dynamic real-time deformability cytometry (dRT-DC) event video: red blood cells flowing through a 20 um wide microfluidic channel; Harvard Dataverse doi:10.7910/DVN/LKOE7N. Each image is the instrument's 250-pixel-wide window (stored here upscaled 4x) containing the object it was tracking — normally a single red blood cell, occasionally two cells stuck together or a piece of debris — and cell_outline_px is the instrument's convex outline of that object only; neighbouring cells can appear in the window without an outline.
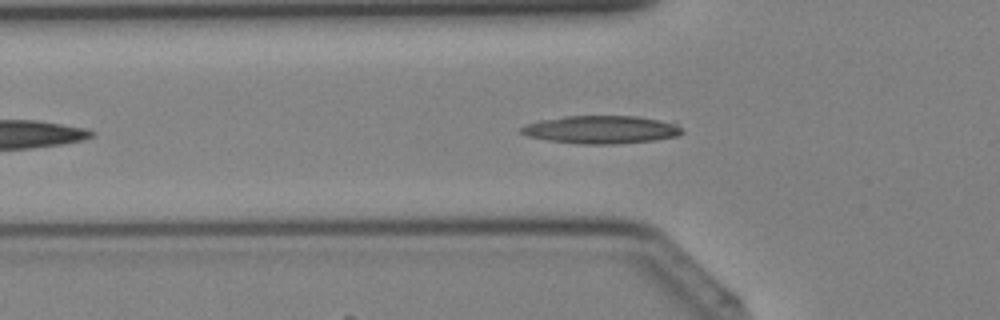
{"species": "Egyptian fruit bat (a non-hibernating species)", "species_latin": "Rousettus aegyptiacus", "temperature_condition": "cold", "stored_images_in_passage": 31, "camera_frame_rate_fps": 3000, "um_per_image_px": 0.085, "animal": {"sex": "female"}, "frame": {"image": 1, "passage_image": 6, "time_ms": 1.667, "image_size_px": [1000, 320], "cell_outline_px": [[684, 132], [676, 136], [652, 140], [612, 144], [580, 144], [548, 140], [528, 136], [520, 132], [520, 128], [536, 120], [564, 116], [636, 116], [676, 120]], "centroid_in_image_um": [51.17, 10.99], "position_along_channel_um": 74.6, "area_um2": 26.59}}
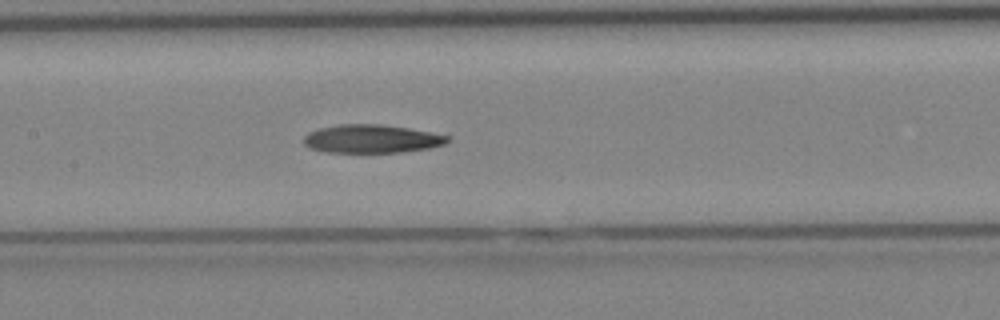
{"frame": {"image": 2, "passage_image": 12, "time_ms": 3.667, "image_size_px": [1000, 320], "cell_outline_px": [[452, 136], [444, 144], [428, 148], [400, 152], [328, 152], [312, 148], [304, 144], [304, 136], [308, 132], [320, 128], [340, 124], [380, 124], [408, 128]], "centroid_in_image_um": [31.59, 11.79], "position_along_channel_um": 175.8, "area_um2": 23.52}}
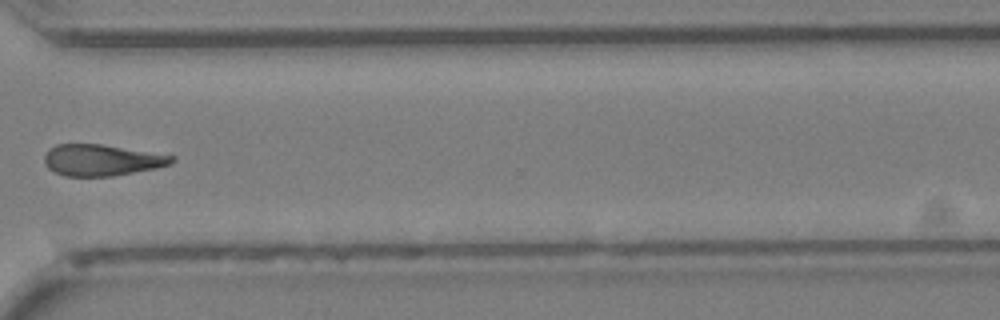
{"frame": {"image": 3, "passage_image": 23, "time_ms": 7.333, "image_size_px": [1000, 320], "cell_outline_px": [[176, 160], [172, 164], [156, 168], [112, 176], [64, 176], [48, 168], [44, 164], [44, 156], [48, 148], [56, 144], [100, 144], [176, 156]], "centroid_in_image_um": [8.63, 13.61], "position_along_channel_um": 362.0, "area_um2": 23.29}}